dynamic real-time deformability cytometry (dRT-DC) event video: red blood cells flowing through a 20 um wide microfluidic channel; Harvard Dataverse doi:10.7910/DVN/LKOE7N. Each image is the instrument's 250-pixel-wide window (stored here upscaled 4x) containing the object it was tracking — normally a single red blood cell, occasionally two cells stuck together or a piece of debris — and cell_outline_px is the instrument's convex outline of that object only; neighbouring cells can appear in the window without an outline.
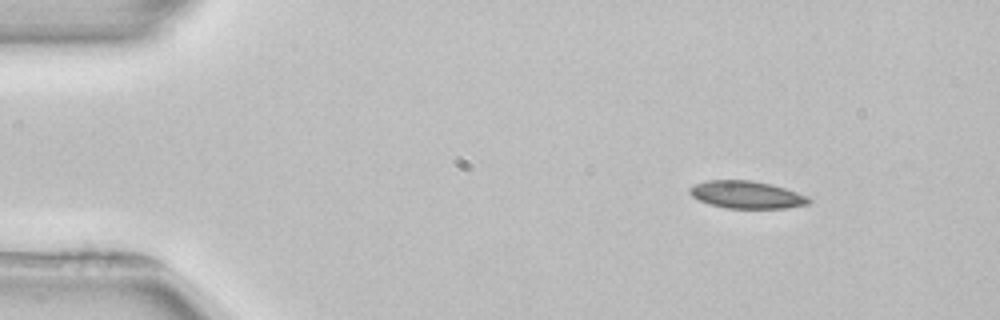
{"species": "common noctule bat (a hibernating species)", "species_latin": "Nyctalus noctula", "temperature_condition": "room temperature", "stored_images_in_passage": 3, "camera_frame_rate_fps": 3000, "um_per_image_px": 0.085, "animal": {"sex": "female", "body_mass_g": 22.7, "forearm_length_mm": 54.2}, "frame": {"image": 1, "passage_image": 1, "time_ms": 0.0, "image_size_px": [1000, 320], "cell_outline_px": [[812, 200], [808, 204], [784, 208], [728, 208], [708, 204], [692, 196], [688, 192], [688, 188], [696, 184], [708, 180], [752, 180], [772, 184], [808, 196]], "centroid_in_image_um": [63.46, 16.55], "position_along_channel_um": 21.5, "area_um2": 19.02}}
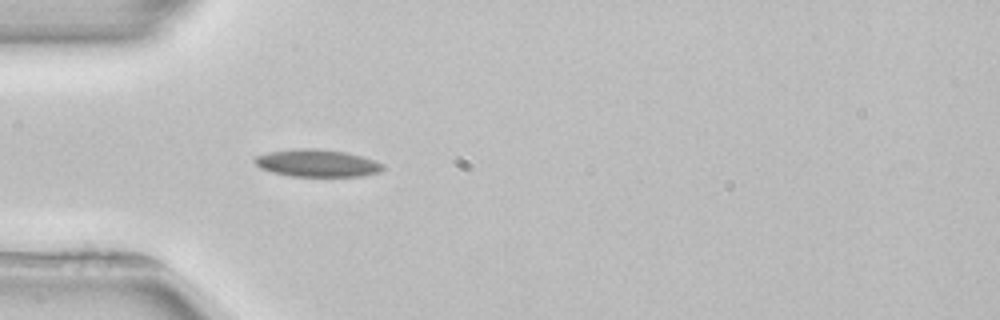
{"frame": {"image": 2, "passage_image": 3, "time_ms": 3.0, "image_size_px": [1000, 320], "cell_outline_px": [[384, 168], [380, 172], [360, 176], [292, 176], [272, 172], [260, 168], [252, 160], [256, 156], [268, 152], [296, 148], [316, 148], [348, 152], [384, 164]], "centroid_in_image_um": [26.93, 13.86], "position_along_channel_um": 58.1, "area_um2": 20.46}}